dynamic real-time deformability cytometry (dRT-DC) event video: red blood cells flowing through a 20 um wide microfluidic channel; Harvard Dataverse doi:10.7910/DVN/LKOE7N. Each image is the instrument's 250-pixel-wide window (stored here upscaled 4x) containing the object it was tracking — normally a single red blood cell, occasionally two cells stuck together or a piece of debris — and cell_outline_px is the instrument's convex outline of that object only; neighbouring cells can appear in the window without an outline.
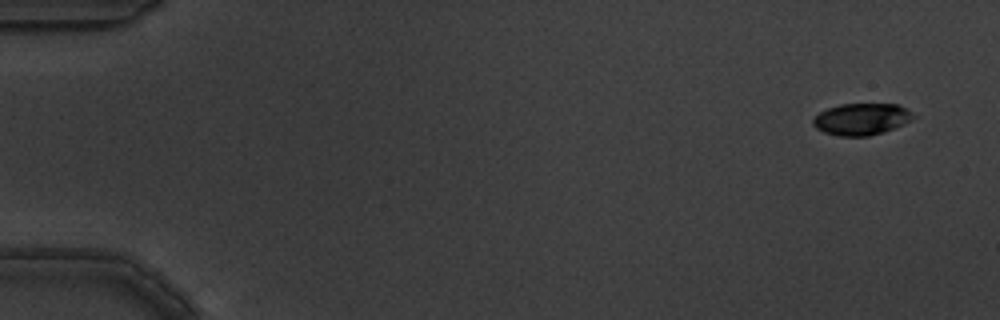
{"species": "common noctule bat (a hibernating species)", "species_latin": "Nyctalus noctula", "temperature_condition": "warm", "stored_images_in_passage": 5, "segment_of_instrument_passage": [1, 2], "camera_frame_rate_fps": 3000, "um_per_image_px": 0.085, "animal": {"sex": "male", "body_mass_g": 19.5, "forearm_length_mm": 54.6}, "frame": {"image": 1, "passage_image": 1, "time_ms": 0.0, "image_size_px": [1000, 320], "cell_outline_px": [[916, 116], [912, 120], [904, 124], [868, 136], [840, 136], [824, 132], [816, 128], [812, 124], [812, 120], [820, 112], [828, 108], [840, 104], [900, 104], [912, 112]], "centroid_in_image_um": [73.24, 10.11], "position_along_channel_um": 11.8, "area_um2": 18.44}}